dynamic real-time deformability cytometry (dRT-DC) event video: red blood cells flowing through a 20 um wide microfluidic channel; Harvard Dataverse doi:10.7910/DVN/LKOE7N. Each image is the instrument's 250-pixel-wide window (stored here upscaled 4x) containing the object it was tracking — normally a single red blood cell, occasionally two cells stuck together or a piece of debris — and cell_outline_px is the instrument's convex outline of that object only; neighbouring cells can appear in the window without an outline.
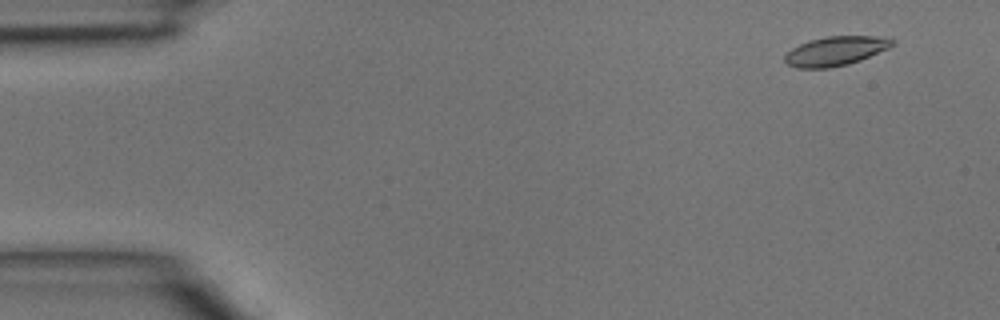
{"species": "common noctule bat (a hibernating species)", "species_latin": "Nyctalus noctula", "temperature_condition": "room temperature", "stored_images_in_passage": 4, "segment_of_instrument_passage": [1, 2], "camera_frame_rate_fps": 3000, "um_per_image_px": 0.085, "animal": {"sex": "male", "body_mass_g": 15.6}, "frame": {"image": 1, "passage_image": 1, "time_ms": 0.0, "image_size_px": [1000, 320], "cell_outline_px": [[896, 40], [888, 48], [860, 60], [848, 64], [828, 68], [796, 68], [788, 64], [784, 60], [784, 56], [792, 48], [800, 44], [812, 40], [828, 36], [876, 36]], "centroid_in_image_um": [71.0, 4.34], "position_along_channel_um": 14.0, "area_um2": 18.03}}